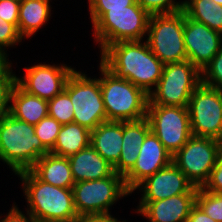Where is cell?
<instances>
[{
    "mask_svg": "<svg viewBox=\"0 0 222 222\" xmlns=\"http://www.w3.org/2000/svg\"><path fill=\"white\" fill-rule=\"evenodd\" d=\"M143 41L110 44L101 52L100 62L116 77L130 81L149 95L162 76L164 64Z\"/></svg>",
    "mask_w": 222,
    "mask_h": 222,
    "instance_id": "6da1fadb",
    "label": "cell"
},
{
    "mask_svg": "<svg viewBox=\"0 0 222 222\" xmlns=\"http://www.w3.org/2000/svg\"><path fill=\"white\" fill-rule=\"evenodd\" d=\"M22 181L27 211L37 222H79L73 190L41 181L31 170L16 174Z\"/></svg>",
    "mask_w": 222,
    "mask_h": 222,
    "instance_id": "7a4b0ae2",
    "label": "cell"
},
{
    "mask_svg": "<svg viewBox=\"0 0 222 222\" xmlns=\"http://www.w3.org/2000/svg\"><path fill=\"white\" fill-rule=\"evenodd\" d=\"M50 151L35 134L34 125L16 119L10 113L0 119V160L16 175L30 170Z\"/></svg>",
    "mask_w": 222,
    "mask_h": 222,
    "instance_id": "3957f363",
    "label": "cell"
},
{
    "mask_svg": "<svg viewBox=\"0 0 222 222\" xmlns=\"http://www.w3.org/2000/svg\"><path fill=\"white\" fill-rule=\"evenodd\" d=\"M99 71L107 121H136L147 117L149 95L142 88L116 77L101 62Z\"/></svg>",
    "mask_w": 222,
    "mask_h": 222,
    "instance_id": "277c9868",
    "label": "cell"
},
{
    "mask_svg": "<svg viewBox=\"0 0 222 222\" xmlns=\"http://www.w3.org/2000/svg\"><path fill=\"white\" fill-rule=\"evenodd\" d=\"M150 14L137 1L126 9L108 10L92 27L100 53L120 41H140L147 37Z\"/></svg>",
    "mask_w": 222,
    "mask_h": 222,
    "instance_id": "5b68a950",
    "label": "cell"
},
{
    "mask_svg": "<svg viewBox=\"0 0 222 222\" xmlns=\"http://www.w3.org/2000/svg\"><path fill=\"white\" fill-rule=\"evenodd\" d=\"M74 207L80 219L109 216L110 207L122 197L132 194L126 187L124 177L114 172L111 176L73 185Z\"/></svg>",
    "mask_w": 222,
    "mask_h": 222,
    "instance_id": "8992f818",
    "label": "cell"
},
{
    "mask_svg": "<svg viewBox=\"0 0 222 222\" xmlns=\"http://www.w3.org/2000/svg\"><path fill=\"white\" fill-rule=\"evenodd\" d=\"M183 34L184 11L150 15L146 42L164 65L187 60Z\"/></svg>",
    "mask_w": 222,
    "mask_h": 222,
    "instance_id": "52a82bcc",
    "label": "cell"
},
{
    "mask_svg": "<svg viewBox=\"0 0 222 222\" xmlns=\"http://www.w3.org/2000/svg\"><path fill=\"white\" fill-rule=\"evenodd\" d=\"M201 84V71L189 60L165 64L148 104L187 107L192 93Z\"/></svg>",
    "mask_w": 222,
    "mask_h": 222,
    "instance_id": "ba28073f",
    "label": "cell"
},
{
    "mask_svg": "<svg viewBox=\"0 0 222 222\" xmlns=\"http://www.w3.org/2000/svg\"><path fill=\"white\" fill-rule=\"evenodd\" d=\"M64 91L73 104V122L92 131L107 121L99 78L74 70L67 79Z\"/></svg>",
    "mask_w": 222,
    "mask_h": 222,
    "instance_id": "9c48e42d",
    "label": "cell"
},
{
    "mask_svg": "<svg viewBox=\"0 0 222 222\" xmlns=\"http://www.w3.org/2000/svg\"><path fill=\"white\" fill-rule=\"evenodd\" d=\"M222 141L192 135L172 157V162L184 173L194 187L202 188L216 164Z\"/></svg>",
    "mask_w": 222,
    "mask_h": 222,
    "instance_id": "30bf717a",
    "label": "cell"
},
{
    "mask_svg": "<svg viewBox=\"0 0 222 222\" xmlns=\"http://www.w3.org/2000/svg\"><path fill=\"white\" fill-rule=\"evenodd\" d=\"M147 118L151 131L172 156L192 136L187 107L148 104Z\"/></svg>",
    "mask_w": 222,
    "mask_h": 222,
    "instance_id": "8fae6325",
    "label": "cell"
},
{
    "mask_svg": "<svg viewBox=\"0 0 222 222\" xmlns=\"http://www.w3.org/2000/svg\"><path fill=\"white\" fill-rule=\"evenodd\" d=\"M188 111L191 133L222 141V95L203 84L192 93Z\"/></svg>",
    "mask_w": 222,
    "mask_h": 222,
    "instance_id": "7c38bea8",
    "label": "cell"
},
{
    "mask_svg": "<svg viewBox=\"0 0 222 222\" xmlns=\"http://www.w3.org/2000/svg\"><path fill=\"white\" fill-rule=\"evenodd\" d=\"M25 75L16 77V83L27 93L51 100L64 90L67 79L76 69L67 64L39 63L25 67Z\"/></svg>",
    "mask_w": 222,
    "mask_h": 222,
    "instance_id": "4fadbf2b",
    "label": "cell"
},
{
    "mask_svg": "<svg viewBox=\"0 0 222 222\" xmlns=\"http://www.w3.org/2000/svg\"><path fill=\"white\" fill-rule=\"evenodd\" d=\"M183 35L187 60L202 71L220 50L222 34L189 18L184 12Z\"/></svg>",
    "mask_w": 222,
    "mask_h": 222,
    "instance_id": "5bb4252c",
    "label": "cell"
},
{
    "mask_svg": "<svg viewBox=\"0 0 222 222\" xmlns=\"http://www.w3.org/2000/svg\"><path fill=\"white\" fill-rule=\"evenodd\" d=\"M137 189L142 192L139 201H157L175 195L197 194L198 191L173 162L147 177Z\"/></svg>",
    "mask_w": 222,
    "mask_h": 222,
    "instance_id": "9a60e30c",
    "label": "cell"
},
{
    "mask_svg": "<svg viewBox=\"0 0 222 222\" xmlns=\"http://www.w3.org/2000/svg\"><path fill=\"white\" fill-rule=\"evenodd\" d=\"M138 155L134 167L124 176L125 185L131 193L147 177L169 165L173 157L152 131L147 134Z\"/></svg>",
    "mask_w": 222,
    "mask_h": 222,
    "instance_id": "2e32d148",
    "label": "cell"
},
{
    "mask_svg": "<svg viewBox=\"0 0 222 222\" xmlns=\"http://www.w3.org/2000/svg\"><path fill=\"white\" fill-rule=\"evenodd\" d=\"M196 194L175 195L157 201H139L134 210L149 222H187Z\"/></svg>",
    "mask_w": 222,
    "mask_h": 222,
    "instance_id": "e0dca14e",
    "label": "cell"
},
{
    "mask_svg": "<svg viewBox=\"0 0 222 222\" xmlns=\"http://www.w3.org/2000/svg\"><path fill=\"white\" fill-rule=\"evenodd\" d=\"M151 126L147 117L136 121H123L122 151L114 172L124 177L135 165L140 146L143 144Z\"/></svg>",
    "mask_w": 222,
    "mask_h": 222,
    "instance_id": "ac0fdd59",
    "label": "cell"
},
{
    "mask_svg": "<svg viewBox=\"0 0 222 222\" xmlns=\"http://www.w3.org/2000/svg\"><path fill=\"white\" fill-rule=\"evenodd\" d=\"M68 159L75 183L103 179L114 173L113 167L91 145Z\"/></svg>",
    "mask_w": 222,
    "mask_h": 222,
    "instance_id": "d6986e66",
    "label": "cell"
},
{
    "mask_svg": "<svg viewBox=\"0 0 222 222\" xmlns=\"http://www.w3.org/2000/svg\"><path fill=\"white\" fill-rule=\"evenodd\" d=\"M122 137L123 121H106L91 131L90 145L114 167L122 151Z\"/></svg>",
    "mask_w": 222,
    "mask_h": 222,
    "instance_id": "ffe728a7",
    "label": "cell"
},
{
    "mask_svg": "<svg viewBox=\"0 0 222 222\" xmlns=\"http://www.w3.org/2000/svg\"><path fill=\"white\" fill-rule=\"evenodd\" d=\"M41 181L72 189L75 184L68 157L51 153L43 155L30 169Z\"/></svg>",
    "mask_w": 222,
    "mask_h": 222,
    "instance_id": "44dd1931",
    "label": "cell"
},
{
    "mask_svg": "<svg viewBox=\"0 0 222 222\" xmlns=\"http://www.w3.org/2000/svg\"><path fill=\"white\" fill-rule=\"evenodd\" d=\"M10 114L18 120L36 125L48 116V101L27 93L16 83L11 92Z\"/></svg>",
    "mask_w": 222,
    "mask_h": 222,
    "instance_id": "7402d4cb",
    "label": "cell"
},
{
    "mask_svg": "<svg viewBox=\"0 0 222 222\" xmlns=\"http://www.w3.org/2000/svg\"><path fill=\"white\" fill-rule=\"evenodd\" d=\"M51 0H20L18 31L23 39L32 37L49 21Z\"/></svg>",
    "mask_w": 222,
    "mask_h": 222,
    "instance_id": "603a6c76",
    "label": "cell"
},
{
    "mask_svg": "<svg viewBox=\"0 0 222 222\" xmlns=\"http://www.w3.org/2000/svg\"><path fill=\"white\" fill-rule=\"evenodd\" d=\"M91 131L78 123L62 125L51 154L69 157L90 146Z\"/></svg>",
    "mask_w": 222,
    "mask_h": 222,
    "instance_id": "cb8c5ba5",
    "label": "cell"
},
{
    "mask_svg": "<svg viewBox=\"0 0 222 222\" xmlns=\"http://www.w3.org/2000/svg\"><path fill=\"white\" fill-rule=\"evenodd\" d=\"M185 14L222 34V6L212 0H187Z\"/></svg>",
    "mask_w": 222,
    "mask_h": 222,
    "instance_id": "d4e9b609",
    "label": "cell"
},
{
    "mask_svg": "<svg viewBox=\"0 0 222 222\" xmlns=\"http://www.w3.org/2000/svg\"><path fill=\"white\" fill-rule=\"evenodd\" d=\"M11 60L0 66V119L10 113L11 92L16 84V75L12 72Z\"/></svg>",
    "mask_w": 222,
    "mask_h": 222,
    "instance_id": "484cf974",
    "label": "cell"
},
{
    "mask_svg": "<svg viewBox=\"0 0 222 222\" xmlns=\"http://www.w3.org/2000/svg\"><path fill=\"white\" fill-rule=\"evenodd\" d=\"M73 112V104L64 90L48 101V116L56 119L61 125L73 122Z\"/></svg>",
    "mask_w": 222,
    "mask_h": 222,
    "instance_id": "4316f807",
    "label": "cell"
},
{
    "mask_svg": "<svg viewBox=\"0 0 222 222\" xmlns=\"http://www.w3.org/2000/svg\"><path fill=\"white\" fill-rule=\"evenodd\" d=\"M196 204L213 220L222 222V194L198 188Z\"/></svg>",
    "mask_w": 222,
    "mask_h": 222,
    "instance_id": "83f0119b",
    "label": "cell"
},
{
    "mask_svg": "<svg viewBox=\"0 0 222 222\" xmlns=\"http://www.w3.org/2000/svg\"><path fill=\"white\" fill-rule=\"evenodd\" d=\"M61 126L56 119L50 116H46L34 125L35 134L49 151L54 147Z\"/></svg>",
    "mask_w": 222,
    "mask_h": 222,
    "instance_id": "f1b7e54d",
    "label": "cell"
},
{
    "mask_svg": "<svg viewBox=\"0 0 222 222\" xmlns=\"http://www.w3.org/2000/svg\"><path fill=\"white\" fill-rule=\"evenodd\" d=\"M201 84L213 89H222V46L212 61L201 71Z\"/></svg>",
    "mask_w": 222,
    "mask_h": 222,
    "instance_id": "f546056e",
    "label": "cell"
},
{
    "mask_svg": "<svg viewBox=\"0 0 222 222\" xmlns=\"http://www.w3.org/2000/svg\"><path fill=\"white\" fill-rule=\"evenodd\" d=\"M136 0H88L90 20L94 25L108 10L126 9Z\"/></svg>",
    "mask_w": 222,
    "mask_h": 222,
    "instance_id": "4dcf8cb0",
    "label": "cell"
},
{
    "mask_svg": "<svg viewBox=\"0 0 222 222\" xmlns=\"http://www.w3.org/2000/svg\"><path fill=\"white\" fill-rule=\"evenodd\" d=\"M150 15L184 11L187 0H136ZM176 1V2H175Z\"/></svg>",
    "mask_w": 222,
    "mask_h": 222,
    "instance_id": "1f68e13d",
    "label": "cell"
},
{
    "mask_svg": "<svg viewBox=\"0 0 222 222\" xmlns=\"http://www.w3.org/2000/svg\"><path fill=\"white\" fill-rule=\"evenodd\" d=\"M21 40L24 39L19 34L18 28L0 18V56L4 60H9L6 48L16 46L22 42Z\"/></svg>",
    "mask_w": 222,
    "mask_h": 222,
    "instance_id": "d6a6232c",
    "label": "cell"
},
{
    "mask_svg": "<svg viewBox=\"0 0 222 222\" xmlns=\"http://www.w3.org/2000/svg\"><path fill=\"white\" fill-rule=\"evenodd\" d=\"M202 189L209 192L222 194V150L219 152L216 164Z\"/></svg>",
    "mask_w": 222,
    "mask_h": 222,
    "instance_id": "836d02e7",
    "label": "cell"
},
{
    "mask_svg": "<svg viewBox=\"0 0 222 222\" xmlns=\"http://www.w3.org/2000/svg\"><path fill=\"white\" fill-rule=\"evenodd\" d=\"M20 0H0V18L18 28Z\"/></svg>",
    "mask_w": 222,
    "mask_h": 222,
    "instance_id": "e575fe53",
    "label": "cell"
},
{
    "mask_svg": "<svg viewBox=\"0 0 222 222\" xmlns=\"http://www.w3.org/2000/svg\"><path fill=\"white\" fill-rule=\"evenodd\" d=\"M26 214V215H25ZM19 210L18 205L13 203L10 211L4 218H0V222H37L28 212L25 213Z\"/></svg>",
    "mask_w": 222,
    "mask_h": 222,
    "instance_id": "d590c367",
    "label": "cell"
},
{
    "mask_svg": "<svg viewBox=\"0 0 222 222\" xmlns=\"http://www.w3.org/2000/svg\"><path fill=\"white\" fill-rule=\"evenodd\" d=\"M187 222H216L210 218L197 204H195L189 213Z\"/></svg>",
    "mask_w": 222,
    "mask_h": 222,
    "instance_id": "8d00e7d4",
    "label": "cell"
},
{
    "mask_svg": "<svg viewBox=\"0 0 222 222\" xmlns=\"http://www.w3.org/2000/svg\"><path fill=\"white\" fill-rule=\"evenodd\" d=\"M79 222H126V220L119 221L118 218L109 216H98V217H90L81 219Z\"/></svg>",
    "mask_w": 222,
    "mask_h": 222,
    "instance_id": "74e56055",
    "label": "cell"
},
{
    "mask_svg": "<svg viewBox=\"0 0 222 222\" xmlns=\"http://www.w3.org/2000/svg\"><path fill=\"white\" fill-rule=\"evenodd\" d=\"M215 1L217 4H220L222 6V0H212Z\"/></svg>",
    "mask_w": 222,
    "mask_h": 222,
    "instance_id": "f35d334b",
    "label": "cell"
},
{
    "mask_svg": "<svg viewBox=\"0 0 222 222\" xmlns=\"http://www.w3.org/2000/svg\"><path fill=\"white\" fill-rule=\"evenodd\" d=\"M6 60H4L1 56H0V66L5 62Z\"/></svg>",
    "mask_w": 222,
    "mask_h": 222,
    "instance_id": "ab89813d",
    "label": "cell"
}]
</instances>
